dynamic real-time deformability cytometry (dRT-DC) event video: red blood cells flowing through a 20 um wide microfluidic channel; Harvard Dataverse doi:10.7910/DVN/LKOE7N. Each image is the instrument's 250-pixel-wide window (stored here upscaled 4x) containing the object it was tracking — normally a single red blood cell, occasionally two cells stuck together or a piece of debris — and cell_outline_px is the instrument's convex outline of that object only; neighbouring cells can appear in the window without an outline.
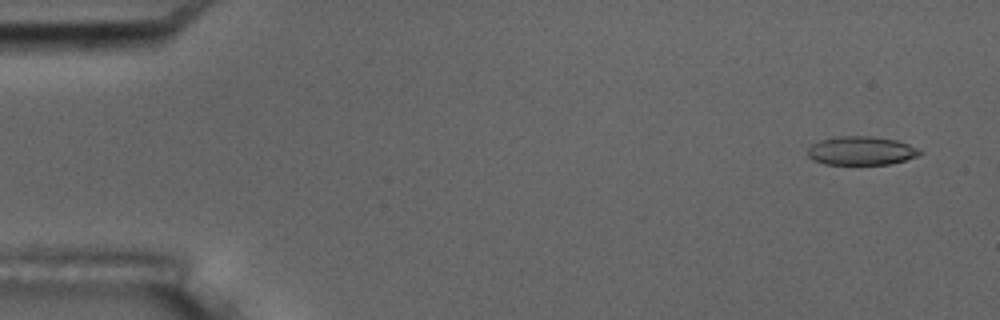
{"species": "common noctule bat (a hibernating species)", "species_latin": "Nyctalus noctula", "temperature_condition": "room temperature", "stored_images_in_passage": 8, "camera_frame_rate_fps": 3000, "um_per_image_px": 0.085, "animal": {"sex": "male", "body_mass_g": 17.5, "forearm_length_mm": 52.3}, "frame": {"image": 1, "passage_image": 1, "time_ms": 0.0, "image_size_px": [1000, 320], "cell_outline_px": [[924, 152], [920, 156], [888, 164], [824, 164], [812, 160], [808, 156], [808, 148], [812, 144], [820, 140], [836, 136], [868, 136], [896, 140], [908, 144]], "centroid_in_image_um": [73.19, 12.81], "position_along_channel_um": 11.8, "area_um2": 18.73}}
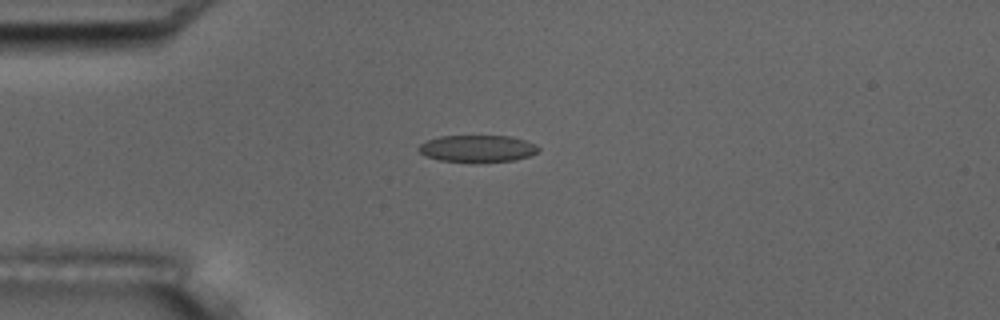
{"frame": {"image": 2, "passage_image": 4, "time_ms": 3.667, "image_size_px": [1000, 320], "cell_outline_px": [[540, 148], [536, 152], [528, 156], [516, 160], [440, 160], [424, 156], [416, 148], [420, 144], [428, 140], [440, 136], [512, 136], [536, 144]], "centroid_in_image_um": [40.57, 12.59], "position_along_channel_um": 44.4, "area_um2": 18.21}}
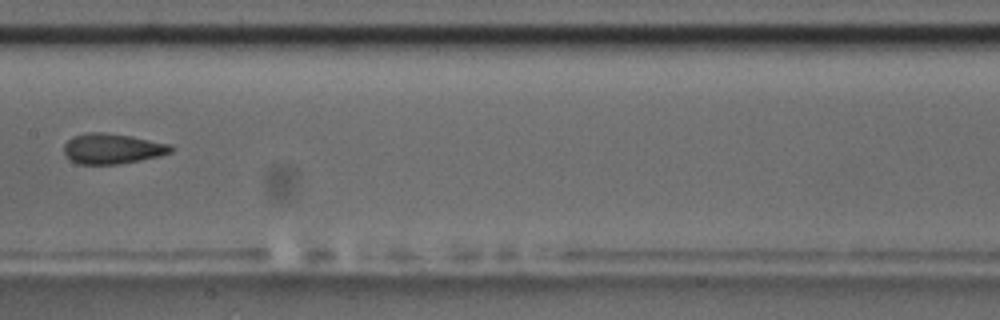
{"frame": {"image": 3, "passage_image": 8, "time_ms": 8.333, "image_size_px": [1000, 320], "cell_outline_px": [[176, 148], [172, 152], [160, 156], [140, 160], [116, 164], [80, 164], [72, 160], [64, 152], [64, 144], [72, 136], [88, 132], [104, 132], [132, 136], [172, 144]], "centroid_in_image_um": [9.6, 12.62], "position_along_channel_um": 197.8, "area_um2": 19.02}}